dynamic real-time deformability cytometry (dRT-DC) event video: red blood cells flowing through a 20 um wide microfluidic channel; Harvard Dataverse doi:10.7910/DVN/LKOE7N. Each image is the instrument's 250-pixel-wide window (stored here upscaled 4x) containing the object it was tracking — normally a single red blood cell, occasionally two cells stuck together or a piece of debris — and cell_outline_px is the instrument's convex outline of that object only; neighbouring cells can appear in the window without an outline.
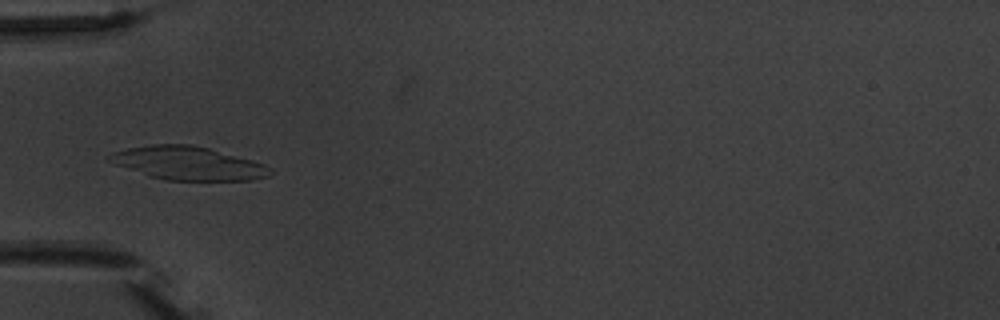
{"species": "common noctule bat (a hibernating species)", "species_latin": "Nyctalus noctula", "temperature_condition": "warm", "stored_images_in_passage": 4, "camera_frame_rate_fps": 3000, "um_per_image_px": 0.085, "animal": {"sex": "male", "body_mass_g": 20.1, "forearm_length_mm": 53.5}, "frame": {"image": 1, "passage_image": 4, "time_ms": 4.667, "image_size_px": [1000, 320], "cell_outline_px": [[276, 172], [268, 176], [252, 180], [164, 180], [148, 176], [112, 164], [104, 156], [112, 152], [128, 148], [152, 144], [192, 144], [208, 148], [252, 160], [264, 164]], "centroid_in_image_um": [15.94, 13.87], "position_along_channel_um": 69.1, "area_um2": 31.5}}